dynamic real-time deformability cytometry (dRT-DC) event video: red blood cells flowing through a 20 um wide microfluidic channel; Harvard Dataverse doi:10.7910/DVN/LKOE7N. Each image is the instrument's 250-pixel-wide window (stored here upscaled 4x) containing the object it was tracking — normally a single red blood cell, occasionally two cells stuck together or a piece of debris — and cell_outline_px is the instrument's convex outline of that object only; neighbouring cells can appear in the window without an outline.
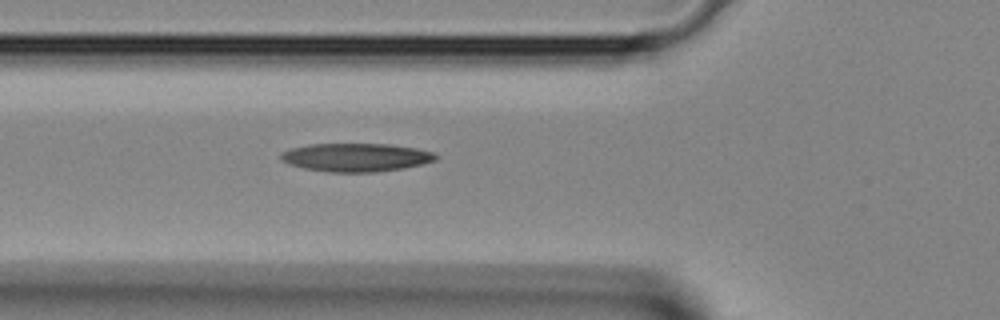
{"species": "Egyptian fruit bat (a non-hibernating species)", "species_latin": "Rousettus aegyptiacus", "temperature_condition": "room temperature", "stored_images_in_passage": 4, "camera_frame_rate_fps": 3000, "um_per_image_px": 0.085, "animal": {"sex": "female"}, "frame": {"image": 1, "passage_image": 4, "time_ms": 1.0, "image_size_px": [1000, 320], "cell_outline_px": [[440, 156], [436, 160], [424, 164], [404, 168], [376, 172], [328, 172], [304, 168], [288, 164], [280, 160], [280, 152], [292, 148], [312, 144], [388, 144], [416, 148], [436, 152]], "centroid_in_image_um": [30.3, 13.38], "position_along_channel_um": 95.5, "area_um2": 25.84}}